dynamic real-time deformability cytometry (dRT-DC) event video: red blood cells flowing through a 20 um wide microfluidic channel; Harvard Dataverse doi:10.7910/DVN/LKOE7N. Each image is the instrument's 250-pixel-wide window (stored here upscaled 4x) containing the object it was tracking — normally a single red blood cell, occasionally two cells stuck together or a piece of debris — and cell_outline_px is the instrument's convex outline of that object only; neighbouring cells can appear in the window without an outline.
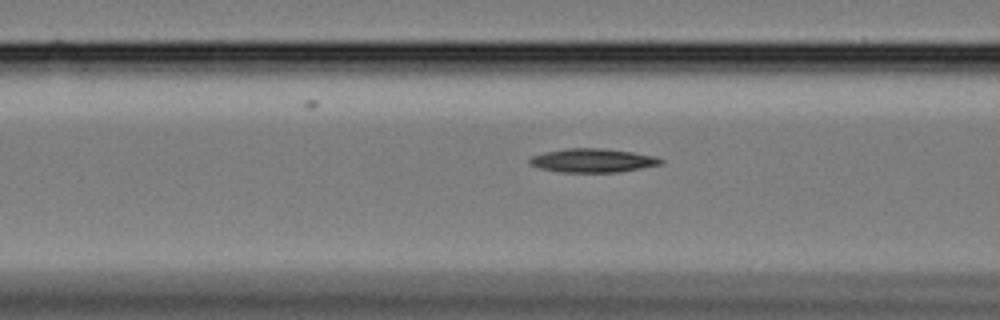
{"species": "Egyptian fruit bat (a non-hibernating species)", "species_latin": "Rousettus aegyptiacus", "temperature_condition": "cold", "stored_images_in_passage": 8, "camera_frame_rate_fps": 3000, "um_per_image_px": 0.085, "animal": {"sex": "female"}, "frame": {"image": 1, "passage_image": 5, "time_ms": 1.333, "image_size_px": [1000, 320], "cell_outline_px": [[664, 164], [620, 172], [560, 172], [540, 168], [532, 164], [528, 160], [532, 156], [544, 152], [568, 148], [600, 148], [632, 152], [656, 156], [664, 160]], "centroid_in_image_um": [50.43, 13.64], "position_along_channel_um": 116.2, "area_um2": 18.15}}